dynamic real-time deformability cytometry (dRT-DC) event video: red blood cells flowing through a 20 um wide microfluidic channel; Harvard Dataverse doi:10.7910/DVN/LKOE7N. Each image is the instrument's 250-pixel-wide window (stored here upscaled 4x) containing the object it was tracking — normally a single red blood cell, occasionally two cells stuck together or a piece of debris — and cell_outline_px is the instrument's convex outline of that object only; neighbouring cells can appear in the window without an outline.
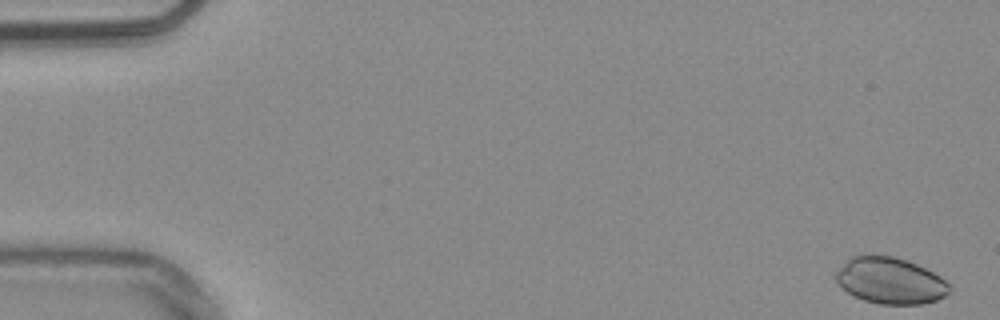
{"species": "common noctule bat (a hibernating species)", "species_latin": "Nyctalus noctula", "temperature_condition": "warm", "stored_images_in_passage": 51, "camera_frame_rate_fps": 3000, "um_per_image_px": 0.085, "animal": {"sex": "male", "body_mass_g": 20.4}, "frame": {"image": 1, "passage_image": 1, "time_ms": 0.0, "image_size_px": [1000, 320], "cell_outline_px": [[952, 288], [944, 296], [936, 300], [920, 304], [880, 304], [864, 300], [848, 292], [836, 280], [836, 272], [852, 256], [892, 256], [908, 260], [940, 276]], "centroid_in_image_um": [75.7, 23.87], "position_along_channel_um": 9.3, "area_um2": 30.06}}
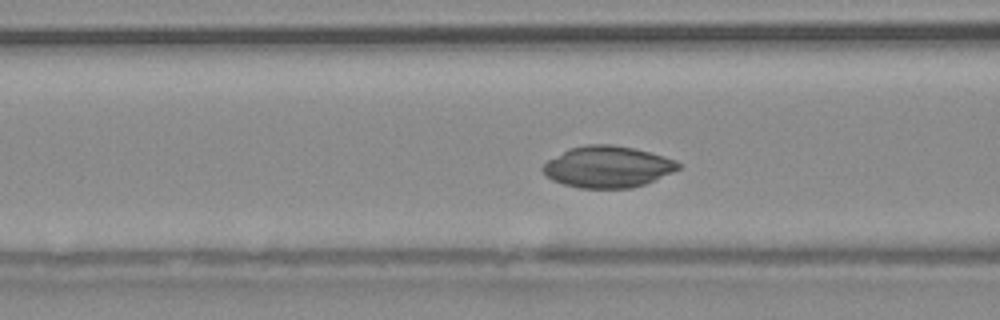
{"frame": {"image": 2, "passage_image": 21, "time_ms": 6.667, "image_size_px": [1000, 320], "cell_outline_px": [[684, 164], [680, 168], [672, 172], [644, 184], [632, 188], [580, 188], [564, 184], [552, 180], [540, 168], [548, 160], [568, 148], [588, 144], [612, 144], [632, 148], [664, 156], [676, 160]], "centroid_in_image_um": [51.65, 14.17], "position_along_channel_um": 114.9, "area_um2": 32.66}}
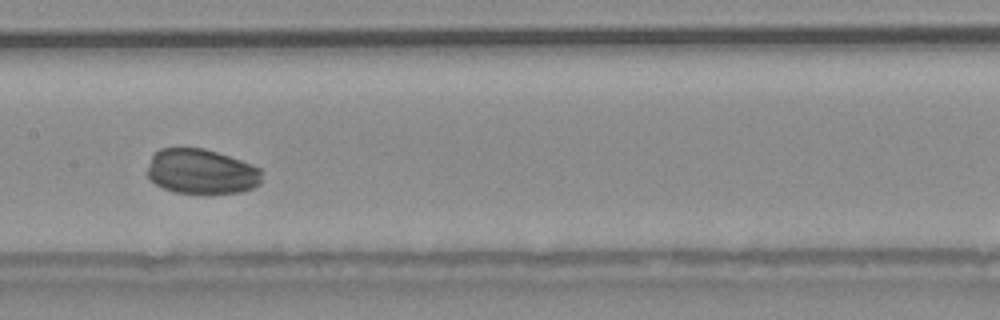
{"frame": {"image": 3, "passage_image": 27, "time_ms": 8.667, "image_size_px": [1000, 320], "cell_outline_px": [[264, 172], [260, 184], [244, 192], [172, 192], [156, 184], [148, 176], [148, 168], [152, 156], [160, 148], [204, 148], [252, 164], [260, 168]], "centroid_in_image_um": [17.16, 14.57], "position_along_channel_um": 190.2, "area_um2": 29.77}}